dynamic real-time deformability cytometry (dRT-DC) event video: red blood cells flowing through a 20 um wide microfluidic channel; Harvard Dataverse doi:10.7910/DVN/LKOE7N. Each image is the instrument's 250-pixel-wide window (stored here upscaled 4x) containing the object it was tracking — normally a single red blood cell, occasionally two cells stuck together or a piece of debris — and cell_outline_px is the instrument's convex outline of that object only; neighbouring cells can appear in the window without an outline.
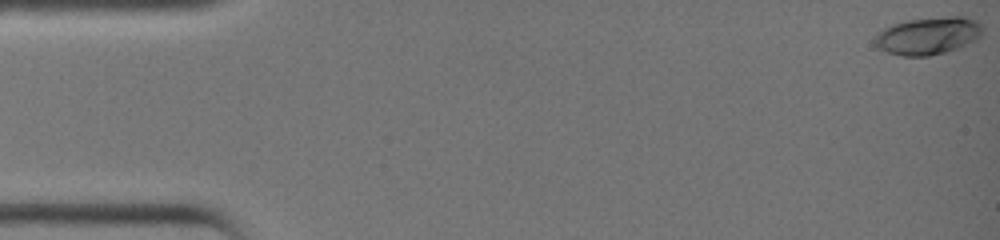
{"species": "common noctule bat (a hibernating species)", "species_latin": "Nyctalus noctula", "temperature_condition": "warm", "stored_images_in_passage": 37, "camera_frame_rate_fps": 3000, "um_per_image_px": 0.085, "animal": {"sex": "female", "body_mass_g": 19.0, "forearm_length_mm": 51.5}, "frame": {"image": 1, "passage_image": 1, "time_ms": 0.0, "image_size_px": [1000, 240], "cell_outline_px": [[984, 28], [980, 36], [976, 40], [956, 48], [944, 52], [928, 56], [904, 56], [888, 52], [876, 48], [872, 44], [872, 40], [876, 32], [892, 24], [908, 20], [948, 16], [964, 16], [976, 20]], "centroid_in_image_um": [78.84, 3.03], "position_along_channel_um": 6.2, "area_um2": 23.76}}
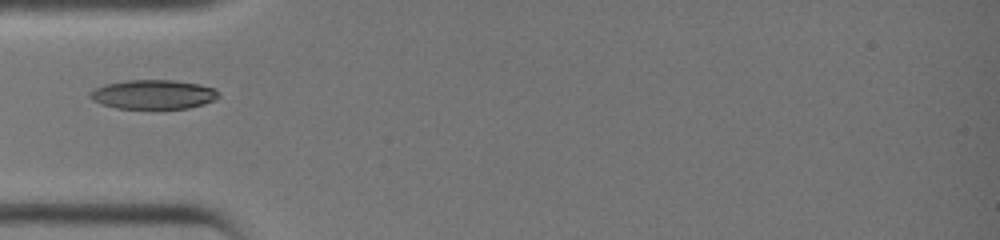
{"frame": {"image": 2, "passage_image": 14, "time_ms": 4.333, "image_size_px": [1000, 240], "cell_outline_px": [[220, 96], [216, 100], [204, 104], [188, 108], [116, 108], [100, 104], [92, 100], [88, 96], [88, 92], [104, 84], [128, 80], [176, 80], [200, 84], [216, 88], [220, 92]], "centroid_in_image_um": [13.06, 8.02], "position_along_channel_um": 71.9, "area_um2": 22.2}}
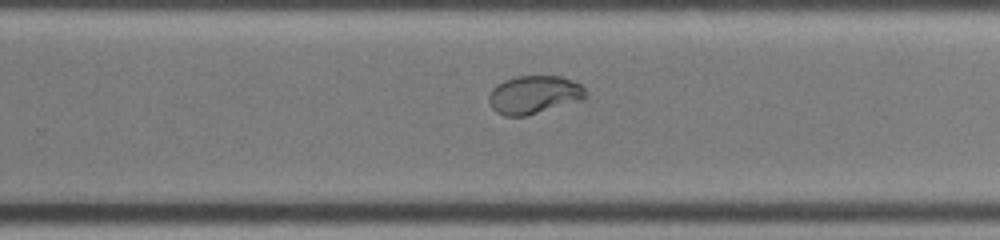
{"frame": {"image": 3, "passage_image": 27, "time_ms": 8.667, "image_size_px": [1000, 240], "cell_outline_px": [[588, 96], [584, 100], [524, 116], [504, 116], [496, 112], [492, 108], [488, 100], [488, 96], [492, 88], [496, 84], [504, 80], [516, 76], [560, 76], [572, 80], [580, 84], [584, 88]], "centroid_in_image_um": [45.39, 8.05], "position_along_channel_um": 284.4, "area_um2": 21.73}}